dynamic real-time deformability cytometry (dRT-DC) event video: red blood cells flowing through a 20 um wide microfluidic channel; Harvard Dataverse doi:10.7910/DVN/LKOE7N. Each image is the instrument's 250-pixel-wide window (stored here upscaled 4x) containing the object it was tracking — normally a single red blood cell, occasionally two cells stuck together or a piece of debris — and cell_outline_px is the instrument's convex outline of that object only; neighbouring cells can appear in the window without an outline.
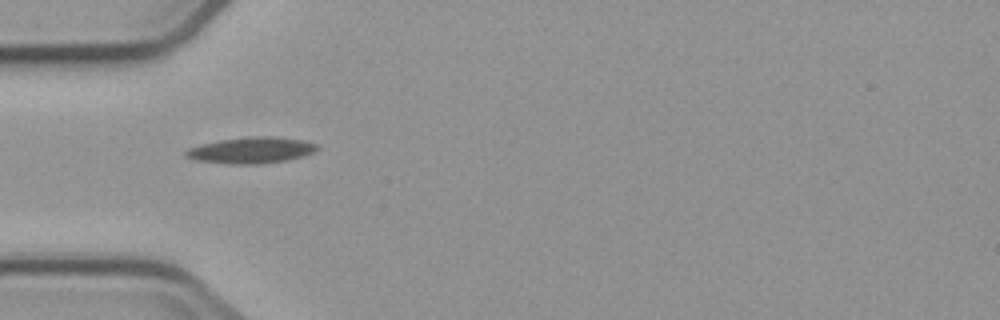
{"species": "common noctule bat (a hibernating species)", "species_latin": "Nyctalus noctula", "temperature_condition": "cold", "stored_images_in_passage": 1, "camera_frame_rate_fps": 3000, "um_per_image_px": 0.085, "animal": {"sex": "male", "body_mass_g": 23.1, "forearm_length_mm": 52.7}, "frame": {"image": 1, "passage_image": 1, "time_ms": 0.0, "image_size_px": [1000, 320], "cell_outline_px": [[320, 148], [304, 156], [284, 160], [260, 164], [228, 164], [192, 160], [184, 156], [184, 152], [188, 148], [200, 144], [220, 140], [252, 136], [272, 136], [304, 140], [316, 144]], "centroid_in_image_um": [21.31, 12.77], "position_along_channel_um": 63.7, "area_um2": 20.17}}